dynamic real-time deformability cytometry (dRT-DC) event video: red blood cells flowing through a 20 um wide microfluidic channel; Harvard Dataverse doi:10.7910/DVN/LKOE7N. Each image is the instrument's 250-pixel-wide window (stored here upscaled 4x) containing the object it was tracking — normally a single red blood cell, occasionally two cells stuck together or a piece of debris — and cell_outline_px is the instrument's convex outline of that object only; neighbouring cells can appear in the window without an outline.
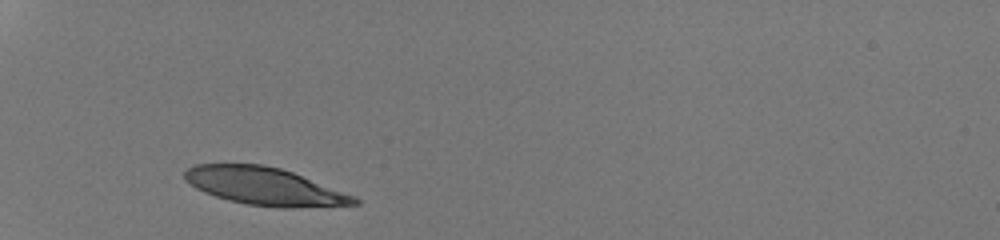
{"species": "human", "species_latin": "Homo sapiens", "temperature_condition": "room temperature", "stored_images_in_passage": 27, "camera_frame_rate_fps": 3000, "um_per_image_px": 0.085, "donor": {"sex": "male"}, "frame": {"image": 1, "passage_image": 1, "time_ms": 0.0, "image_size_px": [1000, 240], "cell_outline_px": [[360, 204], [292, 208], [280, 208], [248, 204], [228, 200], [204, 192], [196, 188], [184, 180], [184, 172], [188, 168], [196, 164], [264, 164], [280, 168], [292, 172], [356, 196], [360, 200]], "centroid_in_image_um": [22.5, 15.84], "position_along_channel_um": 62.5, "area_um2": 37.17}}
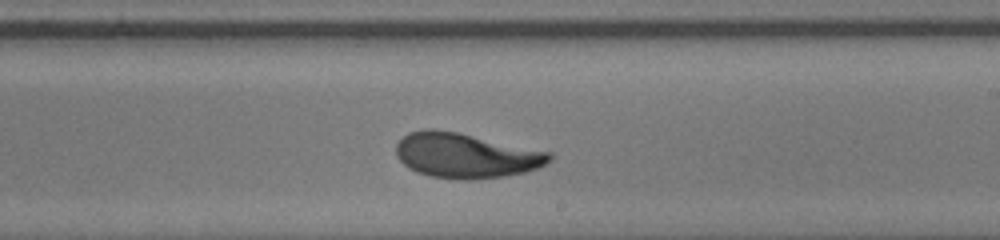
{"frame": {"image": 2, "passage_image": 16, "time_ms": 5.0, "image_size_px": [1000, 240], "cell_outline_px": [[552, 160], [536, 168], [524, 172], [504, 176], [464, 180], [432, 176], [416, 172], [408, 168], [396, 156], [396, 144], [408, 132], [424, 128], [432, 128], [456, 132], [552, 152]], "centroid_in_image_um": [39.56, 13.21], "position_along_channel_um": 249.4, "area_um2": 40.0}}
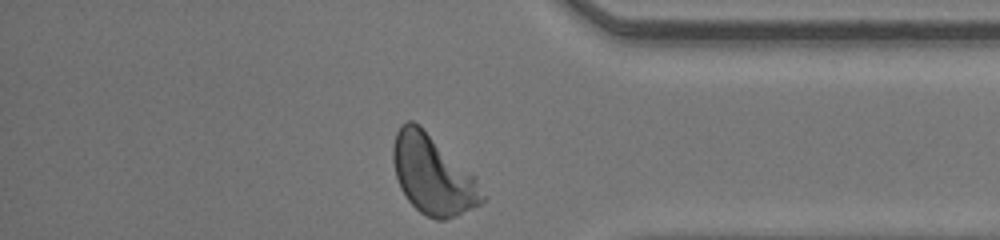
{"frame": {"image": 3, "passage_image": 27, "time_ms": 8.667, "image_size_px": [1000, 240], "cell_outline_px": [[484, 200], [480, 204], [456, 216], [444, 220], [436, 220], [420, 212], [408, 200], [400, 188], [396, 176], [392, 160], [392, 148], [396, 132], [400, 124], [408, 120], [412, 120], [420, 124], [476, 176], [484, 196]], "centroid_in_image_um": [36.77, 14.83], "position_along_channel_um": 398.4, "area_um2": 41.27}, "authors_computed_cell_mechanics": {"area_um2": 39.4774, "velocity_mm_per_s": 4.2398, "shape_relaxation_time_tau1_ms": 2.336, "shape_relaxation_time_tau2_ms": 0.7547, "deformation_change_tau1": 0.1815, "deformation_change_tau2": 0.0636}}